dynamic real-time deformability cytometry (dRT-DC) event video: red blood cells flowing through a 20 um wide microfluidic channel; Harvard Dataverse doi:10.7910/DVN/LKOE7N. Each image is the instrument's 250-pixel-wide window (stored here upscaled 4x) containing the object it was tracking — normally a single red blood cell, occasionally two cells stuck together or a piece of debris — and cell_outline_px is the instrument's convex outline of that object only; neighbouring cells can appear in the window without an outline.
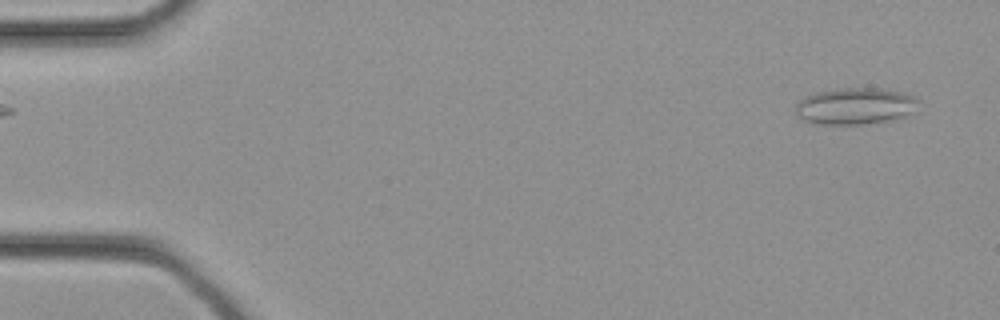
{"species": "common noctule bat (a hibernating species)", "species_latin": "Nyctalus noctula", "temperature_condition": "cold", "stored_images_in_passage": 32, "camera_frame_rate_fps": 3000, "um_per_image_px": 0.085, "animal": {"sex": "female", "body_mass_g": 21.9}, "frame": {"image": 1, "passage_image": 1, "time_ms": 0.0, "image_size_px": [1000, 320], "cell_outline_px": [[920, 100], [912, 112], [904, 116], [892, 120], [864, 124], [816, 124], [804, 120], [796, 116], [796, 104], [800, 100], [816, 92], [840, 88], [876, 88], [904, 92], [916, 96]], "centroid_in_image_um": [72.71, 9.02], "position_along_channel_um": 12.3, "area_um2": 26.3}}
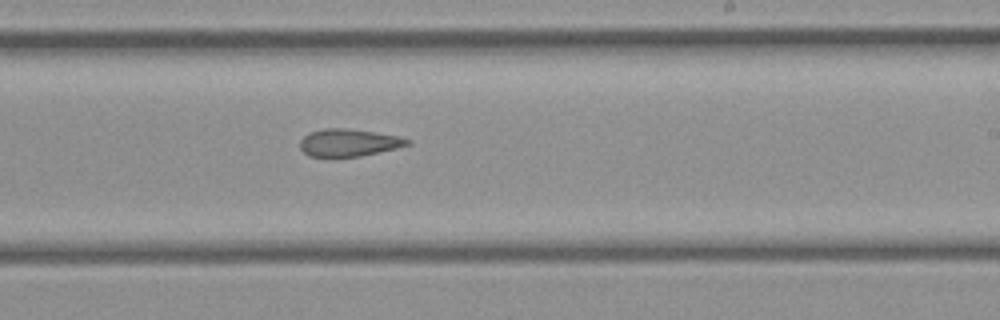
{"frame": {"image": 2, "passage_image": 19, "time_ms": 6.0, "image_size_px": [1000, 320], "cell_outline_px": [[412, 144], [396, 148], [360, 156], [332, 160], [308, 156], [300, 148], [300, 140], [308, 132], [324, 128], [344, 128], [400, 136], [412, 140]], "centroid_in_image_um": [29.59, 12.17], "position_along_channel_um": 259.4, "area_um2": 17.8}}
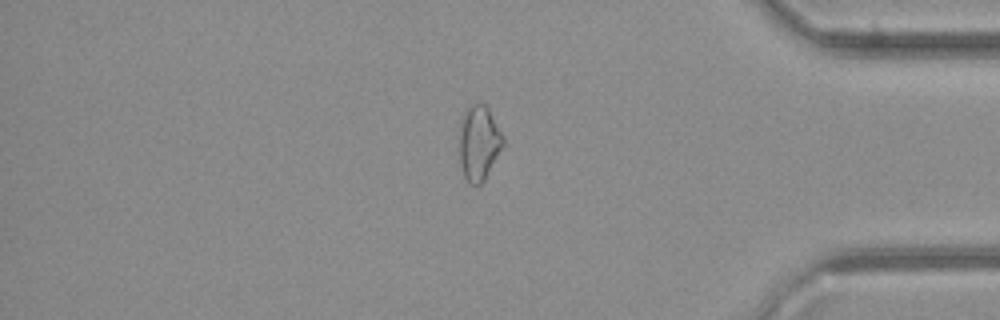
{"frame": {"image": 3, "passage_image": 27, "time_ms": 8.667, "image_size_px": [1000, 320], "cell_outline_px": [[504, 144], [484, 180], [480, 184], [468, 184], [464, 176], [460, 164], [460, 120], [464, 108], [468, 104], [476, 100], [480, 100], [488, 108], [504, 136]], "centroid_in_image_um": [40.69, 12.06], "position_along_channel_um": 394.5, "area_um2": 19.48}}